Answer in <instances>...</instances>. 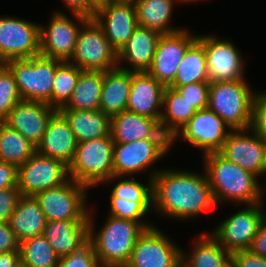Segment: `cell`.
Masks as SVG:
<instances>
[{"mask_svg":"<svg viewBox=\"0 0 266 267\" xmlns=\"http://www.w3.org/2000/svg\"><path fill=\"white\" fill-rule=\"evenodd\" d=\"M148 172L153 178V211L162 217L190 220L218 207L205 171L152 167Z\"/></svg>","mask_w":266,"mask_h":267,"instance_id":"1","label":"cell"},{"mask_svg":"<svg viewBox=\"0 0 266 267\" xmlns=\"http://www.w3.org/2000/svg\"><path fill=\"white\" fill-rule=\"evenodd\" d=\"M203 170L218 205L231 201L238 207L262 201L260 178L228 161L219 152L203 155Z\"/></svg>","mask_w":266,"mask_h":267,"instance_id":"2","label":"cell"},{"mask_svg":"<svg viewBox=\"0 0 266 267\" xmlns=\"http://www.w3.org/2000/svg\"><path fill=\"white\" fill-rule=\"evenodd\" d=\"M161 35L158 31L138 26L118 52V68L129 72H147Z\"/></svg>","mask_w":266,"mask_h":267,"instance_id":"22","label":"cell"},{"mask_svg":"<svg viewBox=\"0 0 266 267\" xmlns=\"http://www.w3.org/2000/svg\"><path fill=\"white\" fill-rule=\"evenodd\" d=\"M96 6H99L101 4H104L108 2V0H91Z\"/></svg>","mask_w":266,"mask_h":267,"instance_id":"51","label":"cell"},{"mask_svg":"<svg viewBox=\"0 0 266 267\" xmlns=\"http://www.w3.org/2000/svg\"><path fill=\"white\" fill-rule=\"evenodd\" d=\"M262 177L266 178V143H265V148H264L263 157H262V164L260 168V178Z\"/></svg>","mask_w":266,"mask_h":267,"instance_id":"50","label":"cell"},{"mask_svg":"<svg viewBox=\"0 0 266 267\" xmlns=\"http://www.w3.org/2000/svg\"><path fill=\"white\" fill-rule=\"evenodd\" d=\"M56 267H102L94 251V242L88 236L69 255L59 258Z\"/></svg>","mask_w":266,"mask_h":267,"instance_id":"40","label":"cell"},{"mask_svg":"<svg viewBox=\"0 0 266 267\" xmlns=\"http://www.w3.org/2000/svg\"><path fill=\"white\" fill-rule=\"evenodd\" d=\"M35 153L36 146L32 142L0 121V161L18 168Z\"/></svg>","mask_w":266,"mask_h":267,"instance_id":"34","label":"cell"},{"mask_svg":"<svg viewBox=\"0 0 266 267\" xmlns=\"http://www.w3.org/2000/svg\"><path fill=\"white\" fill-rule=\"evenodd\" d=\"M15 77L5 64H0V121L21 101Z\"/></svg>","mask_w":266,"mask_h":267,"instance_id":"39","label":"cell"},{"mask_svg":"<svg viewBox=\"0 0 266 267\" xmlns=\"http://www.w3.org/2000/svg\"><path fill=\"white\" fill-rule=\"evenodd\" d=\"M250 128L266 142V91L255 92Z\"/></svg>","mask_w":266,"mask_h":267,"instance_id":"42","label":"cell"},{"mask_svg":"<svg viewBox=\"0 0 266 267\" xmlns=\"http://www.w3.org/2000/svg\"><path fill=\"white\" fill-rule=\"evenodd\" d=\"M21 197L18 187L0 190V222L9 221Z\"/></svg>","mask_w":266,"mask_h":267,"instance_id":"43","label":"cell"},{"mask_svg":"<svg viewBox=\"0 0 266 267\" xmlns=\"http://www.w3.org/2000/svg\"><path fill=\"white\" fill-rule=\"evenodd\" d=\"M43 235L61 258L69 255L89 236V220L47 221Z\"/></svg>","mask_w":266,"mask_h":267,"instance_id":"25","label":"cell"},{"mask_svg":"<svg viewBox=\"0 0 266 267\" xmlns=\"http://www.w3.org/2000/svg\"><path fill=\"white\" fill-rule=\"evenodd\" d=\"M57 111L46 102L21 100L2 122L37 146L45 134L50 119Z\"/></svg>","mask_w":266,"mask_h":267,"instance_id":"19","label":"cell"},{"mask_svg":"<svg viewBox=\"0 0 266 267\" xmlns=\"http://www.w3.org/2000/svg\"><path fill=\"white\" fill-rule=\"evenodd\" d=\"M197 37L198 35L191 34L185 27L173 34L161 35L147 72L165 87L170 86L186 50Z\"/></svg>","mask_w":266,"mask_h":267,"instance_id":"18","label":"cell"},{"mask_svg":"<svg viewBox=\"0 0 266 267\" xmlns=\"http://www.w3.org/2000/svg\"><path fill=\"white\" fill-rule=\"evenodd\" d=\"M70 179L69 166L62 160L35 153L18 167L17 187L22 196L58 187Z\"/></svg>","mask_w":266,"mask_h":267,"instance_id":"15","label":"cell"},{"mask_svg":"<svg viewBox=\"0 0 266 267\" xmlns=\"http://www.w3.org/2000/svg\"><path fill=\"white\" fill-rule=\"evenodd\" d=\"M147 178L148 183L142 184L138 180H135L134 177L113 175L110 179L105 180L102 184H107L110 182L112 183L113 181L117 180L111 189L110 196L131 201H153V178L148 176Z\"/></svg>","mask_w":266,"mask_h":267,"instance_id":"37","label":"cell"},{"mask_svg":"<svg viewBox=\"0 0 266 267\" xmlns=\"http://www.w3.org/2000/svg\"><path fill=\"white\" fill-rule=\"evenodd\" d=\"M171 150V139H142L130 143H114L115 176H130L146 172L151 165ZM142 171V172H141Z\"/></svg>","mask_w":266,"mask_h":267,"instance_id":"12","label":"cell"},{"mask_svg":"<svg viewBox=\"0 0 266 267\" xmlns=\"http://www.w3.org/2000/svg\"><path fill=\"white\" fill-rule=\"evenodd\" d=\"M160 126L162 131L172 139L179 130L197 112L192 104L175 88L165 87L163 93Z\"/></svg>","mask_w":266,"mask_h":267,"instance_id":"30","label":"cell"},{"mask_svg":"<svg viewBox=\"0 0 266 267\" xmlns=\"http://www.w3.org/2000/svg\"><path fill=\"white\" fill-rule=\"evenodd\" d=\"M265 143L251 128L230 130L219 153L259 178Z\"/></svg>","mask_w":266,"mask_h":267,"instance_id":"20","label":"cell"},{"mask_svg":"<svg viewBox=\"0 0 266 267\" xmlns=\"http://www.w3.org/2000/svg\"><path fill=\"white\" fill-rule=\"evenodd\" d=\"M3 252H20V241L8 222H0V253Z\"/></svg>","mask_w":266,"mask_h":267,"instance_id":"45","label":"cell"},{"mask_svg":"<svg viewBox=\"0 0 266 267\" xmlns=\"http://www.w3.org/2000/svg\"><path fill=\"white\" fill-rule=\"evenodd\" d=\"M109 200L110 209L108 215L139 222L145 229L155 226L145 221L148 212L153 211V201H131L115 196H110Z\"/></svg>","mask_w":266,"mask_h":267,"instance_id":"38","label":"cell"},{"mask_svg":"<svg viewBox=\"0 0 266 267\" xmlns=\"http://www.w3.org/2000/svg\"><path fill=\"white\" fill-rule=\"evenodd\" d=\"M110 135L114 143H130L142 139H170L160 121L128 110L110 118Z\"/></svg>","mask_w":266,"mask_h":267,"instance_id":"23","label":"cell"},{"mask_svg":"<svg viewBox=\"0 0 266 267\" xmlns=\"http://www.w3.org/2000/svg\"><path fill=\"white\" fill-rule=\"evenodd\" d=\"M197 82H210L206 53L203 44L198 39L186 50L170 86H183Z\"/></svg>","mask_w":266,"mask_h":267,"instance_id":"33","label":"cell"},{"mask_svg":"<svg viewBox=\"0 0 266 267\" xmlns=\"http://www.w3.org/2000/svg\"><path fill=\"white\" fill-rule=\"evenodd\" d=\"M182 249L158 227L146 229L137 239L125 267H181Z\"/></svg>","mask_w":266,"mask_h":267,"instance_id":"13","label":"cell"},{"mask_svg":"<svg viewBox=\"0 0 266 267\" xmlns=\"http://www.w3.org/2000/svg\"><path fill=\"white\" fill-rule=\"evenodd\" d=\"M264 200L245 205L209 232L229 253L248 250L263 223Z\"/></svg>","mask_w":266,"mask_h":267,"instance_id":"9","label":"cell"},{"mask_svg":"<svg viewBox=\"0 0 266 267\" xmlns=\"http://www.w3.org/2000/svg\"><path fill=\"white\" fill-rule=\"evenodd\" d=\"M77 144L68 121L57 111L50 119L44 136L36 146V152L62 160L69 166L74 159Z\"/></svg>","mask_w":266,"mask_h":267,"instance_id":"24","label":"cell"},{"mask_svg":"<svg viewBox=\"0 0 266 267\" xmlns=\"http://www.w3.org/2000/svg\"><path fill=\"white\" fill-rule=\"evenodd\" d=\"M229 130V131H228ZM232 130L222 118L209 108L198 110L171 139V146L178 138L187 141L203 154L219 152Z\"/></svg>","mask_w":266,"mask_h":267,"instance_id":"14","label":"cell"},{"mask_svg":"<svg viewBox=\"0 0 266 267\" xmlns=\"http://www.w3.org/2000/svg\"><path fill=\"white\" fill-rule=\"evenodd\" d=\"M170 87L175 88L197 111L208 108L210 82H197Z\"/></svg>","mask_w":266,"mask_h":267,"instance_id":"41","label":"cell"},{"mask_svg":"<svg viewBox=\"0 0 266 267\" xmlns=\"http://www.w3.org/2000/svg\"><path fill=\"white\" fill-rule=\"evenodd\" d=\"M87 190L86 185L70 178L58 187L37 192L34 197L47 221L89 220Z\"/></svg>","mask_w":266,"mask_h":267,"instance_id":"8","label":"cell"},{"mask_svg":"<svg viewBox=\"0 0 266 267\" xmlns=\"http://www.w3.org/2000/svg\"><path fill=\"white\" fill-rule=\"evenodd\" d=\"M68 121L77 142L110 134V117L100 110H58Z\"/></svg>","mask_w":266,"mask_h":267,"instance_id":"29","label":"cell"},{"mask_svg":"<svg viewBox=\"0 0 266 267\" xmlns=\"http://www.w3.org/2000/svg\"><path fill=\"white\" fill-rule=\"evenodd\" d=\"M46 222L45 215L35 197L22 196L10 216L8 224L17 239L22 242L43 234Z\"/></svg>","mask_w":266,"mask_h":267,"instance_id":"28","label":"cell"},{"mask_svg":"<svg viewBox=\"0 0 266 267\" xmlns=\"http://www.w3.org/2000/svg\"><path fill=\"white\" fill-rule=\"evenodd\" d=\"M17 174L15 165L0 161V190L17 187Z\"/></svg>","mask_w":266,"mask_h":267,"instance_id":"46","label":"cell"},{"mask_svg":"<svg viewBox=\"0 0 266 267\" xmlns=\"http://www.w3.org/2000/svg\"><path fill=\"white\" fill-rule=\"evenodd\" d=\"M197 1H200V0H181V3L183 2V3L185 4V3H187V2H188V3H189V2L191 3V2H197Z\"/></svg>","mask_w":266,"mask_h":267,"instance_id":"52","label":"cell"},{"mask_svg":"<svg viewBox=\"0 0 266 267\" xmlns=\"http://www.w3.org/2000/svg\"><path fill=\"white\" fill-rule=\"evenodd\" d=\"M40 25L14 16H1L0 64L40 55Z\"/></svg>","mask_w":266,"mask_h":267,"instance_id":"11","label":"cell"},{"mask_svg":"<svg viewBox=\"0 0 266 267\" xmlns=\"http://www.w3.org/2000/svg\"><path fill=\"white\" fill-rule=\"evenodd\" d=\"M62 62L38 55L9 60L5 65L15 77L22 100L46 102L52 106L55 71Z\"/></svg>","mask_w":266,"mask_h":267,"instance_id":"6","label":"cell"},{"mask_svg":"<svg viewBox=\"0 0 266 267\" xmlns=\"http://www.w3.org/2000/svg\"><path fill=\"white\" fill-rule=\"evenodd\" d=\"M114 141L106 137L78 142L73 161L69 164V176L89 189L102 184L114 175Z\"/></svg>","mask_w":266,"mask_h":267,"instance_id":"5","label":"cell"},{"mask_svg":"<svg viewBox=\"0 0 266 267\" xmlns=\"http://www.w3.org/2000/svg\"><path fill=\"white\" fill-rule=\"evenodd\" d=\"M203 44L210 82H225L245 79L241 52L230 40L219 39L215 35H198Z\"/></svg>","mask_w":266,"mask_h":267,"instance_id":"16","label":"cell"},{"mask_svg":"<svg viewBox=\"0 0 266 267\" xmlns=\"http://www.w3.org/2000/svg\"><path fill=\"white\" fill-rule=\"evenodd\" d=\"M51 15L47 27L40 25V55L63 62L69 61L74 53L80 28L89 17L72 12L75 18L73 20L59 10Z\"/></svg>","mask_w":266,"mask_h":267,"instance_id":"10","label":"cell"},{"mask_svg":"<svg viewBox=\"0 0 266 267\" xmlns=\"http://www.w3.org/2000/svg\"><path fill=\"white\" fill-rule=\"evenodd\" d=\"M0 267H21L20 252L0 253Z\"/></svg>","mask_w":266,"mask_h":267,"instance_id":"49","label":"cell"},{"mask_svg":"<svg viewBox=\"0 0 266 267\" xmlns=\"http://www.w3.org/2000/svg\"><path fill=\"white\" fill-rule=\"evenodd\" d=\"M95 21L103 28L106 38L117 53L138 27L133 0H110L97 6Z\"/></svg>","mask_w":266,"mask_h":267,"instance_id":"17","label":"cell"},{"mask_svg":"<svg viewBox=\"0 0 266 267\" xmlns=\"http://www.w3.org/2000/svg\"><path fill=\"white\" fill-rule=\"evenodd\" d=\"M201 234L192 242L190 253L186 254L182 249L181 267H232V254L209 232Z\"/></svg>","mask_w":266,"mask_h":267,"instance_id":"27","label":"cell"},{"mask_svg":"<svg viewBox=\"0 0 266 267\" xmlns=\"http://www.w3.org/2000/svg\"><path fill=\"white\" fill-rule=\"evenodd\" d=\"M232 267H266V258L253 254L249 250L234 252Z\"/></svg>","mask_w":266,"mask_h":267,"instance_id":"44","label":"cell"},{"mask_svg":"<svg viewBox=\"0 0 266 267\" xmlns=\"http://www.w3.org/2000/svg\"><path fill=\"white\" fill-rule=\"evenodd\" d=\"M181 0H133L138 26L158 31L160 34H173L182 29L169 26L175 3Z\"/></svg>","mask_w":266,"mask_h":267,"instance_id":"31","label":"cell"},{"mask_svg":"<svg viewBox=\"0 0 266 267\" xmlns=\"http://www.w3.org/2000/svg\"><path fill=\"white\" fill-rule=\"evenodd\" d=\"M254 95L245 79L210 82L208 108L232 130L250 128Z\"/></svg>","mask_w":266,"mask_h":267,"instance_id":"4","label":"cell"},{"mask_svg":"<svg viewBox=\"0 0 266 267\" xmlns=\"http://www.w3.org/2000/svg\"><path fill=\"white\" fill-rule=\"evenodd\" d=\"M69 12L93 18L97 6L91 0H62Z\"/></svg>","mask_w":266,"mask_h":267,"instance_id":"47","label":"cell"},{"mask_svg":"<svg viewBox=\"0 0 266 267\" xmlns=\"http://www.w3.org/2000/svg\"><path fill=\"white\" fill-rule=\"evenodd\" d=\"M68 62L82 71L105 72L118 68V53L94 18H89L81 26L74 53Z\"/></svg>","mask_w":266,"mask_h":267,"instance_id":"7","label":"cell"},{"mask_svg":"<svg viewBox=\"0 0 266 267\" xmlns=\"http://www.w3.org/2000/svg\"><path fill=\"white\" fill-rule=\"evenodd\" d=\"M81 72L80 68L68 61L62 62L56 68L52 89V107L59 110L68 103Z\"/></svg>","mask_w":266,"mask_h":267,"instance_id":"36","label":"cell"},{"mask_svg":"<svg viewBox=\"0 0 266 267\" xmlns=\"http://www.w3.org/2000/svg\"><path fill=\"white\" fill-rule=\"evenodd\" d=\"M91 211L89 209V236L94 242V251L100 265L125 267L131 258L137 239L146 229L139 222L107 214L105 223L97 232Z\"/></svg>","mask_w":266,"mask_h":267,"instance_id":"3","label":"cell"},{"mask_svg":"<svg viewBox=\"0 0 266 267\" xmlns=\"http://www.w3.org/2000/svg\"><path fill=\"white\" fill-rule=\"evenodd\" d=\"M165 86L148 72H132L126 110L159 120Z\"/></svg>","mask_w":266,"mask_h":267,"instance_id":"21","label":"cell"},{"mask_svg":"<svg viewBox=\"0 0 266 267\" xmlns=\"http://www.w3.org/2000/svg\"><path fill=\"white\" fill-rule=\"evenodd\" d=\"M104 72L82 71L72 97L59 110H99Z\"/></svg>","mask_w":266,"mask_h":267,"instance_id":"32","label":"cell"},{"mask_svg":"<svg viewBox=\"0 0 266 267\" xmlns=\"http://www.w3.org/2000/svg\"><path fill=\"white\" fill-rule=\"evenodd\" d=\"M132 72L116 68L104 72L99 110L110 118L126 110Z\"/></svg>","mask_w":266,"mask_h":267,"instance_id":"26","label":"cell"},{"mask_svg":"<svg viewBox=\"0 0 266 267\" xmlns=\"http://www.w3.org/2000/svg\"><path fill=\"white\" fill-rule=\"evenodd\" d=\"M266 181V180H265ZM265 186V187H264ZM262 185V198H263V195L266 193V184L265 185ZM264 187V188H263Z\"/></svg>","mask_w":266,"mask_h":267,"instance_id":"54","label":"cell"},{"mask_svg":"<svg viewBox=\"0 0 266 267\" xmlns=\"http://www.w3.org/2000/svg\"><path fill=\"white\" fill-rule=\"evenodd\" d=\"M21 267H56L59 257L43 234L20 242Z\"/></svg>","mask_w":266,"mask_h":267,"instance_id":"35","label":"cell"},{"mask_svg":"<svg viewBox=\"0 0 266 267\" xmlns=\"http://www.w3.org/2000/svg\"><path fill=\"white\" fill-rule=\"evenodd\" d=\"M263 222L266 224V210L263 207Z\"/></svg>","mask_w":266,"mask_h":267,"instance_id":"53","label":"cell"},{"mask_svg":"<svg viewBox=\"0 0 266 267\" xmlns=\"http://www.w3.org/2000/svg\"><path fill=\"white\" fill-rule=\"evenodd\" d=\"M251 253L266 258V224L263 222L248 249Z\"/></svg>","mask_w":266,"mask_h":267,"instance_id":"48","label":"cell"}]
</instances>
